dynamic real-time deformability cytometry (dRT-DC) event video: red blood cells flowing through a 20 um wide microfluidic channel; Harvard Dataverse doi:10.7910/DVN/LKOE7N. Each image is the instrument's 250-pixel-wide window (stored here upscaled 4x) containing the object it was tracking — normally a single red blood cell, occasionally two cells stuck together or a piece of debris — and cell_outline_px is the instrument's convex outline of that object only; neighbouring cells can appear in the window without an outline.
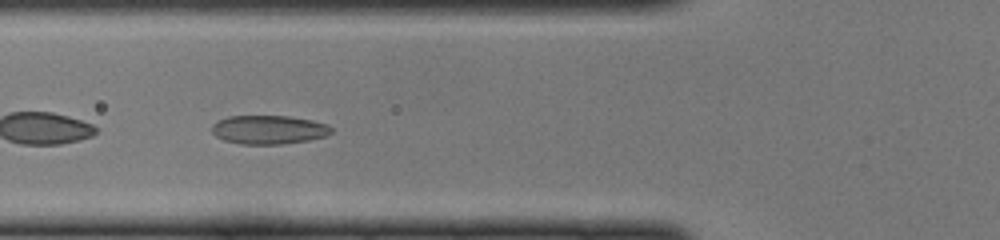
{"species": "common noctule bat (a hibernating species)", "species_latin": "Nyctalus noctula", "temperature_condition": "cold", "stored_images_in_passage": 34, "camera_frame_rate_fps": 3000, "um_per_image_px": 0.085, "animal": {"sex": "female", "body_mass_g": 22.0, "forearm_length_mm": 56.7}, "frame": {"image": 1, "passage_image": 4, "time_ms": 1.0, "image_size_px": [1000, 240], "cell_outline_px": [[332, 132], [324, 136], [308, 140], [280, 144], [240, 144], [224, 140], [216, 136], [212, 132], [212, 124], [216, 120], [228, 116], [288, 116], [312, 120], [328, 124], [332, 128]], "centroid_in_image_um": [22.81, 11.01], "position_along_channel_um": 103.0, "area_um2": 20.06}}
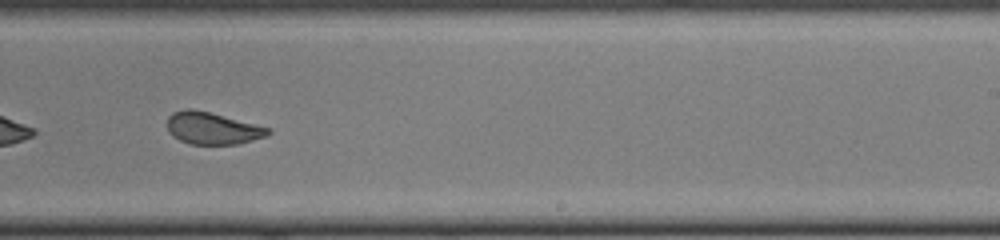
{"frame": {"image": 2, "passage_image": 16, "time_ms": 5.0, "image_size_px": [1000, 240], "cell_outline_px": [[272, 132], [268, 136], [236, 144], [188, 144], [172, 136], [168, 132], [168, 116], [172, 112], [184, 108], [192, 108], [272, 128]], "centroid_in_image_um": [18.05, 10.9], "position_along_channel_um": 270.9, "area_um2": 18.96}}
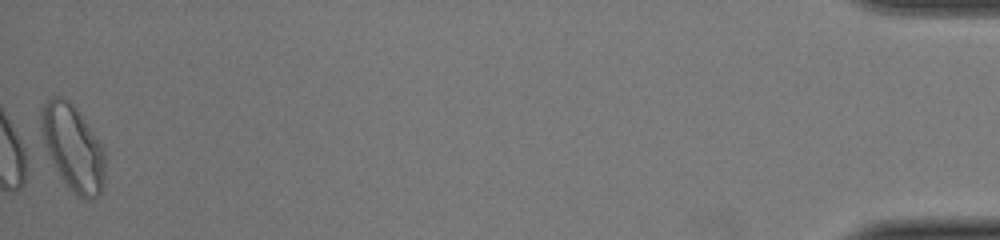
{"frame": {"image": 3, "passage_image": 34, "time_ms": 11.0, "image_size_px": [1000, 240], "cell_outline_px": [[104, 184], [100, 192], [92, 200], [80, 200], [76, 196], [64, 180], [52, 160], [44, 144], [40, 128], [40, 112], [44, 104], [52, 96], [60, 96], [68, 100], [72, 104], [104, 148]], "centroid_in_image_um": [6.19, 12.56], "position_along_channel_um": 429.0, "area_um2": 31.39}}